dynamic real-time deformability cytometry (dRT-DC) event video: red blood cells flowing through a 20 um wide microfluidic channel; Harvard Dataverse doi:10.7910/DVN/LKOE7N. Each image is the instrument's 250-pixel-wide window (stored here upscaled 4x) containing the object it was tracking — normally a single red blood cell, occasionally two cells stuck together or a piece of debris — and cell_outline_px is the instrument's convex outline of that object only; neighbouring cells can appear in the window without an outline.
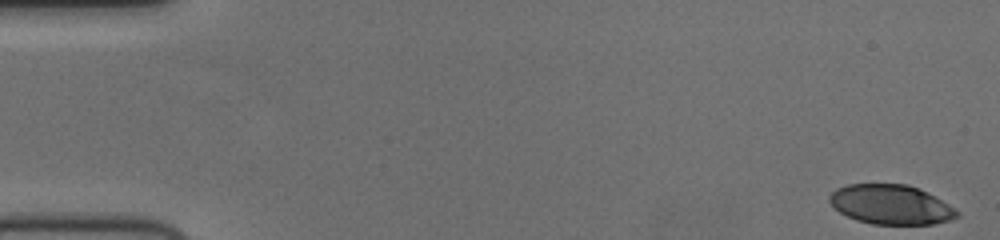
{"species": "human", "species_latin": "Homo sapiens", "temperature_condition": "cold", "stored_images_in_passage": 55, "camera_frame_rate_fps": 3000, "um_per_image_px": 0.085, "donor": {"sex": "female"}, "frame": {"image": 1, "passage_image": 1, "time_ms": 0.0, "image_size_px": [1000, 240], "cell_outline_px": [[960, 216], [952, 220], [932, 224], [872, 224], [856, 220], [840, 212], [828, 200], [828, 196], [836, 188], [848, 184], [908, 184], [920, 188], [928, 192], [956, 208], [960, 212]], "centroid_in_image_um": [75.77, 17.38], "position_along_channel_um": 9.2, "area_um2": 29.65}}
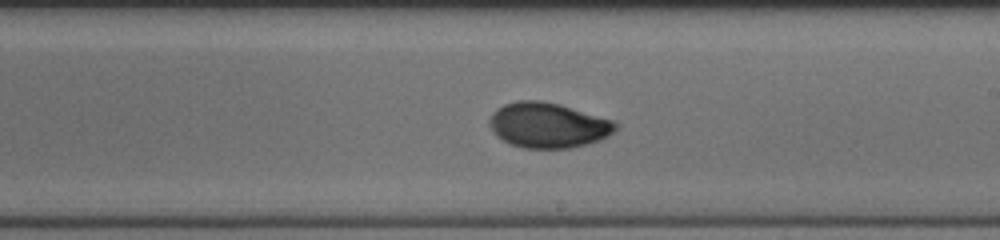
{"frame": {"image": 2, "passage_image": 32, "time_ms": 10.333, "image_size_px": [1000, 240], "cell_outline_px": [[620, 128], [608, 136], [600, 140], [588, 144], [572, 148], [524, 148], [508, 144], [496, 136], [488, 124], [488, 120], [492, 112], [496, 108], [504, 104], [516, 100], [540, 100], [560, 104], [616, 120], [620, 124]], "centroid_in_image_um": [46.61, 10.64], "position_along_channel_um": 242.4, "area_um2": 34.04}}
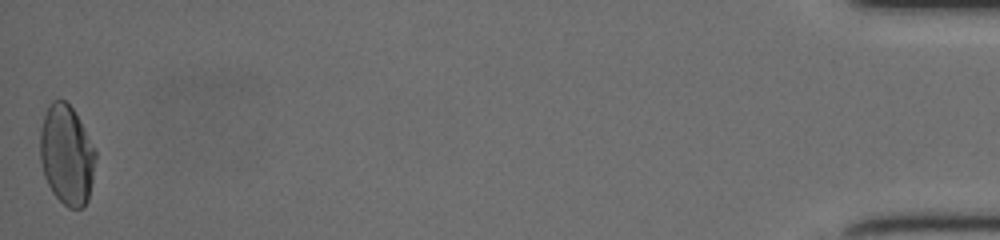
{"frame": {"image": 3, "passage_image": 55, "time_ms": 18.0, "image_size_px": [1000, 240], "cell_outline_px": [[96, 156], [92, 180], [88, 200], [84, 208], [68, 208], [52, 192], [44, 176], [40, 160], [40, 132], [44, 116], [52, 100], [64, 100], [72, 108], [96, 152]], "centroid_in_image_um": [5.66, 13.2], "position_along_channel_um": 429.5, "area_um2": 31.85}, "authors_computed_cell_mechanics": {"area_um2": 31.8478, "velocity_mm_per_s": 3.7242, "shape_relaxation_time_tau1_ms": 4.2864, "shape_relaxation_time_tau2_ms": 1.2362, "deformation_change_tau1": 0.1504, "deformation_change_tau2": 0.0401}}